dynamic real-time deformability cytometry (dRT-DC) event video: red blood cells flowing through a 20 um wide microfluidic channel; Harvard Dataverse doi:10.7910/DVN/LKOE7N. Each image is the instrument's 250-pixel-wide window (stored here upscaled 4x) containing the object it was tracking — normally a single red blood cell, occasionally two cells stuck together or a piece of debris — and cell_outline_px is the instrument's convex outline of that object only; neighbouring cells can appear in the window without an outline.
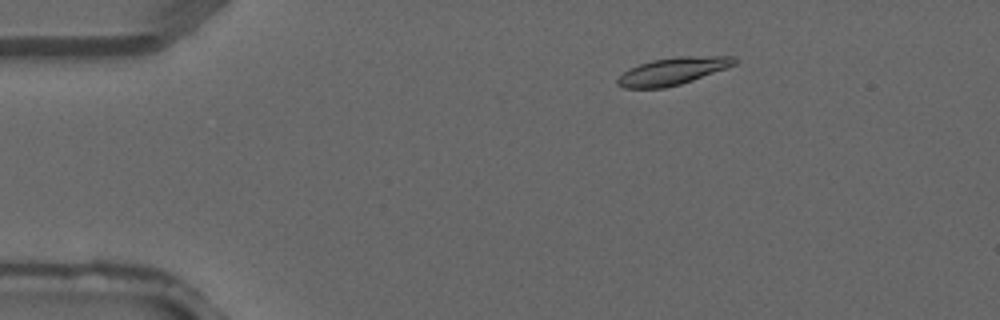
{"species": "common noctule bat (a hibernating species)", "species_latin": "Nyctalus noctula", "temperature_condition": "warm", "stored_images_in_passage": 3, "camera_frame_rate_fps": 3000, "um_per_image_px": 0.085, "animal": {"sex": "male", "forearm_length_mm": 52.5}, "frame": {"image": 1, "passage_image": 2, "time_ms": 0.333, "image_size_px": [1000, 320], "cell_outline_px": [[740, 60], [736, 64], [692, 80], [680, 84], [664, 88], [624, 88], [616, 84], [616, 80], [628, 68], [652, 60], [680, 56], [732, 56]], "centroid_in_image_um": [57.17, 6.04], "position_along_channel_um": 27.8, "area_um2": 18.5}}